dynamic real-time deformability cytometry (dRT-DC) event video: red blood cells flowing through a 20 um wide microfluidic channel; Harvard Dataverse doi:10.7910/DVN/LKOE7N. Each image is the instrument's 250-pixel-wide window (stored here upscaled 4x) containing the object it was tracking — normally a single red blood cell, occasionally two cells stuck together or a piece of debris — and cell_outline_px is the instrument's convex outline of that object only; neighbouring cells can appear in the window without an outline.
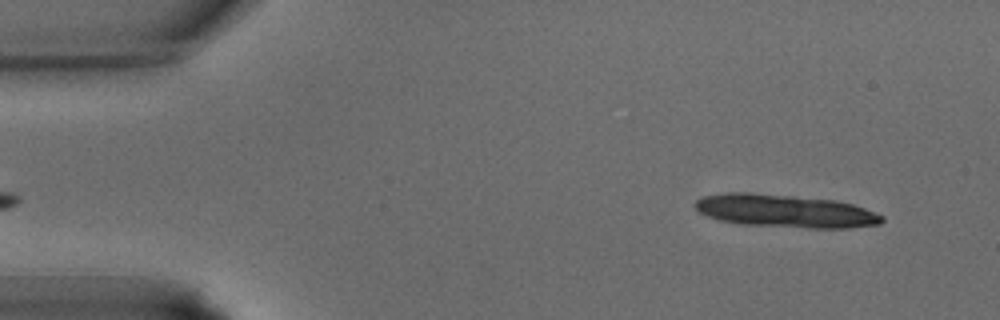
{"species": "common noctule bat (a hibernating species)", "species_latin": "Nyctalus noctula", "temperature_condition": "warm", "stored_images_in_passage": 36, "segment_of_instrument_passage": [1, 2], "camera_frame_rate_fps": 3000, "um_per_image_px": 0.085, "animal": {"sex": "male", "body_mass_g": 15.6}, "frame": {"image": 1, "passage_image": 2, "time_ms": 0.333, "image_size_px": [1000, 320], "cell_outline_px": [[884, 220], [880, 224], [848, 228], [808, 228], [740, 224], [720, 220], [708, 216], [700, 212], [692, 204], [696, 200], [704, 196], [728, 192], [752, 192], [836, 200], [852, 204], [864, 208], [884, 216]], "centroid_in_image_um": [66.73, 17.93], "position_along_channel_um": 18.3, "area_um2": 35.95}}